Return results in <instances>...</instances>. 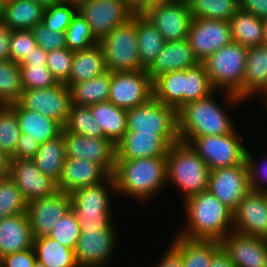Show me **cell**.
I'll list each match as a JSON object with an SVG mask.
<instances>
[{"mask_svg":"<svg viewBox=\"0 0 267 267\" xmlns=\"http://www.w3.org/2000/svg\"><path fill=\"white\" fill-rule=\"evenodd\" d=\"M136 32L141 66L147 70L162 50L165 41L144 14H136Z\"/></svg>","mask_w":267,"mask_h":267,"instance_id":"obj_33","label":"cell"},{"mask_svg":"<svg viewBox=\"0 0 267 267\" xmlns=\"http://www.w3.org/2000/svg\"><path fill=\"white\" fill-rule=\"evenodd\" d=\"M2 2L0 1V20H1Z\"/></svg>","mask_w":267,"mask_h":267,"instance_id":"obj_66","label":"cell"},{"mask_svg":"<svg viewBox=\"0 0 267 267\" xmlns=\"http://www.w3.org/2000/svg\"><path fill=\"white\" fill-rule=\"evenodd\" d=\"M247 51L248 48L232 41L202 61L213 88L224 91L226 103L232 106L245 102L242 99V84Z\"/></svg>","mask_w":267,"mask_h":267,"instance_id":"obj_4","label":"cell"},{"mask_svg":"<svg viewBox=\"0 0 267 267\" xmlns=\"http://www.w3.org/2000/svg\"><path fill=\"white\" fill-rule=\"evenodd\" d=\"M23 90L44 89L58 82L46 65H20Z\"/></svg>","mask_w":267,"mask_h":267,"instance_id":"obj_47","label":"cell"},{"mask_svg":"<svg viewBox=\"0 0 267 267\" xmlns=\"http://www.w3.org/2000/svg\"><path fill=\"white\" fill-rule=\"evenodd\" d=\"M23 109L38 112L58 121L62 126L66 123L71 107V92L64 83L44 89L23 90L17 102Z\"/></svg>","mask_w":267,"mask_h":267,"instance_id":"obj_12","label":"cell"},{"mask_svg":"<svg viewBox=\"0 0 267 267\" xmlns=\"http://www.w3.org/2000/svg\"><path fill=\"white\" fill-rule=\"evenodd\" d=\"M233 231L267 239V194L249 191L233 212Z\"/></svg>","mask_w":267,"mask_h":267,"instance_id":"obj_20","label":"cell"},{"mask_svg":"<svg viewBox=\"0 0 267 267\" xmlns=\"http://www.w3.org/2000/svg\"><path fill=\"white\" fill-rule=\"evenodd\" d=\"M223 250L236 267H267V239L231 231L222 241Z\"/></svg>","mask_w":267,"mask_h":267,"instance_id":"obj_21","label":"cell"},{"mask_svg":"<svg viewBox=\"0 0 267 267\" xmlns=\"http://www.w3.org/2000/svg\"><path fill=\"white\" fill-rule=\"evenodd\" d=\"M107 71L104 54L99 44L73 52L69 79L65 85H74L99 76Z\"/></svg>","mask_w":267,"mask_h":267,"instance_id":"obj_30","label":"cell"},{"mask_svg":"<svg viewBox=\"0 0 267 267\" xmlns=\"http://www.w3.org/2000/svg\"><path fill=\"white\" fill-rule=\"evenodd\" d=\"M256 94L267 96V45L264 44L248 48L246 56L242 99L250 100Z\"/></svg>","mask_w":267,"mask_h":267,"instance_id":"obj_26","label":"cell"},{"mask_svg":"<svg viewBox=\"0 0 267 267\" xmlns=\"http://www.w3.org/2000/svg\"><path fill=\"white\" fill-rule=\"evenodd\" d=\"M214 92L218 91L213 88L202 62L185 69L184 105L207 98Z\"/></svg>","mask_w":267,"mask_h":267,"instance_id":"obj_41","label":"cell"},{"mask_svg":"<svg viewBox=\"0 0 267 267\" xmlns=\"http://www.w3.org/2000/svg\"><path fill=\"white\" fill-rule=\"evenodd\" d=\"M153 97V81L146 70L111 72L108 101L126 110Z\"/></svg>","mask_w":267,"mask_h":267,"instance_id":"obj_10","label":"cell"},{"mask_svg":"<svg viewBox=\"0 0 267 267\" xmlns=\"http://www.w3.org/2000/svg\"><path fill=\"white\" fill-rule=\"evenodd\" d=\"M214 94L187 103L177 111L180 141L189 144L195 137L226 135L236 129L226 109L216 103Z\"/></svg>","mask_w":267,"mask_h":267,"instance_id":"obj_3","label":"cell"},{"mask_svg":"<svg viewBox=\"0 0 267 267\" xmlns=\"http://www.w3.org/2000/svg\"><path fill=\"white\" fill-rule=\"evenodd\" d=\"M263 29H264V41H263V44L267 45V19L263 20Z\"/></svg>","mask_w":267,"mask_h":267,"instance_id":"obj_63","label":"cell"},{"mask_svg":"<svg viewBox=\"0 0 267 267\" xmlns=\"http://www.w3.org/2000/svg\"><path fill=\"white\" fill-rule=\"evenodd\" d=\"M66 157L100 164L110 175L115 171L116 146L106 138H94L63 131Z\"/></svg>","mask_w":267,"mask_h":267,"instance_id":"obj_17","label":"cell"},{"mask_svg":"<svg viewBox=\"0 0 267 267\" xmlns=\"http://www.w3.org/2000/svg\"><path fill=\"white\" fill-rule=\"evenodd\" d=\"M77 12V4L57 2L45 7L42 23L53 32H65Z\"/></svg>","mask_w":267,"mask_h":267,"instance_id":"obj_45","label":"cell"},{"mask_svg":"<svg viewBox=\"0 0 267 267\" xmlns=\"http://www.w3.org/2000/svg\"><path fill=\"white\" fill-rule=\"evenodd\" d=\"M10 179L27 202L54 195L57 183L37 168L33 159L10 160Z\"/></svg>","mask_w":267,"mask_h":267,"instance_id":"obj_19","label":"cell"},{"mask_svg":"<svg viewBox=\"0 0 267 267\" xmlns=\"http://www.w3.org/2000/svg\"><path fill=\"white\" fill-rule=\"evenodd\" d=\"M186 229L177 235L188 239L222 241L233 231V211L205 190L184 201Z\"/></svg>","mask_w":267,"mask_h":267,"instance_id":"obj_1","label":"cell"},{"mask_svg":"<svg viewBox=\"0 0 267 267\" xmlns=\"http://www.w3.org/2000/svg\"><path fill=\"white\" fill-rule=\"evenodd\" d=\"M32 1L38 2L40 4H43L44 6H48V5H51V4L59 2V0H32Z\"/></svg>","mask_w":267,"mask_h":267,"instance_id":"obj_62","label":"cell"},{"mask_svg":"<svg viewBox=\"0 0 267 267\" xmlns=\"http://www.w3.org/2000/svg\"><path fill=\"white\" fill-rule=\"evenodd\" d=\"M167 182L179 188L183 203L208 190L210 168L190 144L178 141L167 154Z\"/></svg>","mask_w":267,"mask_h":267,"instance_id":"obj_5","label":"cell"},{"mask_svg":"<svg viewBox=\"0 0 267 267\" xmlns=\"http://www.w3.org/2000/svg\"><path fill=\"white\" fill-rule=\"evenodd\" d=\"M80 229V223L75 213L69 209L53 226L48 237L74 250L81 235Z\"/></svg>","mask_w":267,"mask_h":267,"instance_id":"obj_46","label":"cell"},{"mask_svg":"<svg viewBox=\"0 0 267 267\" xmlns=\"http://www.w3.org/2000/svg\"><path fill=\"white\" fill-rule=\"evenodd\" d=\"M69 209H71L70 194L60 191L28 202L27 214L33 239L48 236L53 226Z\"/></svg>","mask_w":267,"mask_h":267,"instance_id":"obj_18","label":"cell"},{"mask_svg":"<svg viewBox=\"0 0 267 267\" xmlns=\"http://www.w3.org/2000/svg\"><path fill=\"white\" fill-rule=\"evenodd\" d=\"M155 267H183L180 254L170 245Z\"/></svg>","mask_w":267,"mask_h":267,"instance_id":"obj_57","label":"cell"},{"mask_svg":"<svg viewBox=\"0 0 267 267\" xmlns=\"http://www.w3.org/2000/svg\"><path fill=\"white\" fill-rule=\"evenodd\" d=\"M134 14H143L147 11V0H123Z\"/></svg>","mask_w":267,"mask_h":267,"instance_id":"obj_59","label":"cell"},{"mask_svg":"<svg viewBox=\"0 0 267 267\" xmlns=\"http://www.w3.org/2000/svg\"><path fill=\"white\" fill-rule=\"evenodd\" d=\"M9 106L16 112L21 133L31 135L40 144L55 138L63 131V126L52 118L23 109L18 103Z\"/></svg>","mask_w":267,"mask_h":267,"instance_id":"obj_29","label":"cell"},{"mask_svg":"<svg viewBox=\"0 0 267 267\" xmlns=\"http://www.w3.org/2000/svg\"><path fill=\"white\" fill-rule=\"evenodd\" d=\"M98 44L102 48L107 70L111 72L145 70L141 66L138 52L136 14L102 37Z\"/></svg>","mask_w":267,"mask_h":267,"instance_id":"obj_7","label":"cell"},{"mask_svg":"<svg viewBox=\"0 0 267 267\" xmlns=\"http://www.w3.org/2000/svg\"><path fill=\"white\" fill-rule=\"evenodd\" d=\"M167 156L116 160L113 177L117 194L147 201L167 182Z\"/></svg>","mask_w":267,"mask_h":267,"instance_id":"obj_2","label":"cell"},{"mask_svg":"<svg viewBox=\"0 0 267 267\" xmlns=\"http://www.w3.org/2000/svg\"><path fill=\"white\" fill-rule=\"evenodd\" d=\"M112 224L105 230H81L74 249L79 267H105L109 265L116 248V232Z\"/></svg>","mask_w":267,"mask_h":267,"instance_id":"obj_13","label":"cell"},{"mask_svg":"<svg viewBox=\"0 0 267 267\" xmlns=\"http://www.w3.org/2000/svg\"><path fill=\"white\" fill-rule=\"evenodd\" d=\"M78 13L88 22L98 41L134 14L123 0H82Z\"/></svg>","mask_w":267,"mask_h":267,"instance_id":"obj_11","label":"cell"},{"mask_svg":"<svg viewBox=\"0 0 267 267\" xmlns=\"http://www.w3.org/2000/svg\"><path fill=\"white\" fill-rule=\"evenodd\" d=\"M111 191L117 193L113 175L70 193L71 209L80 223V230H105L113 224Z\"/></svg>","mask_w":267,"mask_h":267,"instance_id":"obj_6","label":"cell"},{"mask_svg":"<svg viewBox=\"0 0 267 267\" xmlns=\"http://www.w3.org/2000/svg\"><path fill=\"white\" fill-rule=\"evenodd\" d=\"M63 131L94 138H105L101 127L96 123L89 106L71 104Z\"/></svg>","mask_w":267,"mask_h":267,"instance_id":"obj_40","label":"cell"},{"mask_svg":"<svg viewBox=\"0 0 267 267\" xmlns=\"http://www.w3.org/2000/svg\"><path fill=\"white\" fill-rule=\"evenodd\" d=\"M116 146V160L167 156L170 145L156 133L126 131Z\"/></svg>","mask_w":267,"mask_h":267,"instance_id":"obj_22","label":"cell"},{"mask_svg":"<svg viewBox=\"0 0 267 267\" xmlns=\"http://www.w3.org/2000/svg\"><path fill=\"white\" fill-rule=\"evenodd\" d=\"M73 52L68 48L49 51L46 66L59 83H66L69 79Z\"/></svg>","mask_w":267,"mask_h":267,"instance_id":"obj_48","label":"cell"},{"mask_svg":"<svg viewBox=\"0 0 267 267\" xmlns=\"http://www.w3.org/2000/svg\"><path fill=\"white\" fill-rule=\"evenodd\" d=\"M110 82L111 71L107 70L90 80L67 85L71 92V103L78 106H92L108 101Z\"/></svg>","mask_w":267,"mask_h":267,"instance_id":"obj_35","label":"cell"},{"mask_svg":"<svg viewBox=\"0 0 267 267\" xmlns=\"http://www.w3.org/2000/svg\"><path fill=\"white\" fill-rule=\"evenodd\" d=\"M193 19L230 21L239 9L238 0H187Z\"/></svg>","mask_w":267,"mask_h":267,"instance_id":"obj_39","label":"cell"},{"mask_svg":"<svg viewBox=\"0 0 267 267\" xmlns=\"http://www.w3.org/2000/svg\"><path fill=\"white\" fill-rule=\"evenodd\" d=\"M89 107L105 138L116 145L127 131V110L109 101Z\"/></svg>","mask_w":267,"mask_h":267,"instance_id":"obj_31","label":"cell"},{"mask_svg":"<svg viewBox=\"0 0 267 267\" xmlns=\"http://www.w3.org/2000/svg\"><path fill=\"white\" fill-rule=\"evenodd\" d=\"M236 129L226 135L195 137L189 144L210 170L243 164L247 148Z\"/></svg>","mask_w":267,"mask_h":267,"instance_id":"obj_9","label":"cell"},{"mask_svg":"<svg viewBox=\"0 0 267 267\" xmlns=\"http://www.w3.org/2000/svg\"><path fill=\"white\" fill-rule=\"evenodd\" d=\"M37 46L31 30H13L10 35V60L20 63Z\"/></svg>","mask_w":267,"mask_h":267,"instance_id":"obj_49","label":"cell"},{"mask_svg":"<svg viewBox=\"0 0 267 267\" xmlns=\"http://www.w3.org/2000/svg\"><path fill=\"white\" fill-rule=\"evenodd\" d=\"M239 8L255 15L260 20L267 19V0H238Z\"/></svg>","mask_w":267,"mask_h":267,"instance_id":"obj_54","label":"cell"},{"mask_svg":"<svg viewBox=\"0 0 267 267\" xmlns=\"http://www.w3.org/2000/svg\"><path fill=\"white\" fill-rule=\"evenodd\" d=\"M187 40L199 62L232 42L229 21L192 19Z\"/></svg>","mask_w":267,"mask_h":267,"instance_id":"obj_14","label":"cell"},{"mask_svg":"<svg viewBox=\"0 0 267 267\" xmlns=\"http://www.w3.org/2000/svg\"><path fill=\"white\" fill-rule=\"evenodd\" d=\"M27 206L28 202L10 177L0 179V219L26 213Z\"/></svg>","mask_w":267,"mask_h":267,"instance_id":"obj_42","label":"cell"},{"mask_svg":"<svg viewBox=\"0 0 267 267\" xmlns=\"http://www.w3.org/2000/svg\"><path fill=\"white\" fill-rule=\"evenodd\" d=\"M257 161L250 150L247 149L245 162L248 170L250 191L267 194V184L265 183L267 181V159L260 164Z\"/></svg>","mask_w":267,"mask_h":267,"instance_id":"obj_51","label":"cell"},{"mask_svg":"<svg viewBox=\"0 0 267 267\" xmlns=\"http://www.w3.org/2000/svg\"><path fill=\"white\" fill-rule=\"evenodd\" d=\"M34 267H48V266L36 260Z\"/></svg>","mask_w":267,"mask_h":267,"instance_id":"obj_65","label":"cell"},{"mask_svg":"<svg viewBox=\"0 0 267 267\" xmlns=\"http://www.w3.org/2000/svg\"><path fill=\"white\" fill-rule=\"evenodd\" d=\"M263 99H265V106H266V108H267V98H263Z\"/></svg>","mask_w":267,"mask_h":267,"instance_id":"obj_67","label":"cell"},{"mask_svg":"<svg viewBox=\"0 0 267 267\" xmlns=\"http://www.w3.org/2000/svg\"><path fill=\"white\" fill-rule=\"evenodd\" d=\"M127 131L156 133L171 146L180 141L177 110L152 97L147 103L127 110Z\"/></svg>","mask_w":267,"mask_h":267,"instance_id":"obj_8","label":"cell"},{"mask_svg":"<svg viewBox=\"0 0 267 267\" xmlns=\"http://www.w3.org/2000/svg\"><path fill=\"white\" fill-rule=\"evenodd\" d=\"M37 46L47 52L67 48L65 32L51 31L42 22L31 29Z\"/></svg>","mask_w":267,"mask_h":267,"instance_id":"obj_50","label":"cell"},{"mask_svg":"<svg viewBox=\"0 0 267 267\" xmlns=\"http://www.w3.org/2000/svg\"><path fill=\"white\" fill-rule=\"evenodd\" d=\"M185 70L164 73L153 81V97L177 111L184 106Z\"/></svg>","mask_w":267,"mask_h":267,"instance_id":"obj_36","label":"cell"},{"mask_svg":"<svg viewBox=\"0 0 267 267\" xmlns=\"http://www.w3.org/2000/svg\"><path fill=\"white\" fill-rule=\"evenodd\" d=\"M66 158V146L62 131L55 138L41 143L33 160L42 174L58 183Z\"/></svg>","mask_w":267,"mask_h":267,"instance_id":"obj_32","label":"cell"},{"mask_svg":"<svg viewBox=\"0 0 267 267\" xmlns=\"http://www.w3.org/2000/svg\"><path fill=\"white\" fill-rule=\"evenodd\" d=\"M209 267H236L229 257V255L221 248L211 260Z\"/></svg>","mask_w":267,"mask_h":267,"instance_id":"obj_58","label":"cell"},{"mask_svg":"<svg viewBox=\"0 0 267 267\" xmlns=\"http://www.w3.org/2000/svg\"><path fill=\"white\" fill-rule=\"evenodd\" d=\"M40 147V143L29 134H22L17 142L16 150L11 160L33 159Z\"/></svg>","mask_w":267,"mask_h":267,"instance_id":"obj_53","label":"cell"},{"mask_svg":"<svg viewBox=\"0 0 267 267\" xmlns=\"http://www.w3.org/2000/svg\"><path fill=\"white\" fill-rule=\"evenodd\" d=\"M167 41H181L188 38L192 13L187 0L153 7L143 13Z\"/></svg>","mask_w":267,"mask_h":267,"instance_id":"obj_16","label":"cell"},{"mask_svg":"<svg viewBox=\"0 0 267 267\" xmlns=\"http://www.w3.org/2000/svg\"><path fill=\"white\" fill-rule=\"evenodd\" d=\"M36 259L48 267H79L74 250L48 236L33 239Z\"/></svg>","mask_w":267,"mask_h":267,"instance_id":"obj_37","label":"cell"},{"mask_svg":"<svg viewBox=\"0 0 267 267\" xmlns=\"http://www.w3.org/2000/svg\"><path fill=\"white\" fill-rule=\"evenodd\" d=\"M11 30L0 20V61L10 60V43Z\"/></svg>","mask_w":267,"mask_h":267,"instance_id":"obj_56","label":"cell"},{"mask_svg":"<svg viewBox=\"0 0 267 267\" xmlns=\"http://www.w3.org/2000/svg\"><path fill=\"white\" fill-rule=\"evenodd\" d=\"M82 0H59V2L79 4Z\"/></svg>","mask_w":267,"mask_h":267,"instance_id":"obj_64","label":"cell"},{"mask_svg":"<svg viewBox=\"0 0 267 267\" xmlns=\"http://www.w3.org/2000/svg\"><path fill=\"white\" fill-rule=\"evenodd\" d=\"M32 246L33 237L27 212L0 219V258L28 250Z\"/></svg>","mask_w":267,"mask_h":267,"instance_id":"obj_25","label":"cell"},{"mask_svg":"<svg viewBox=\"0 0 267 267\" xmlns=\"http://www.w3.org/2000/svg\"><path fill=\"white\" fill-rule=\"evenodd\" d=\"M208 189L234 212L250 191L246 162L210 170Z\"/></svg>","mask_w":267,"mask_h":267,"instance_id":"obj_15","label":"cell"},{"mask_svg":"<svg viewBox=\"0 0 267 267\" xmlns=\"http://www.w3.org/2000/svg\"><path fill=\"white\" fill-rule=\"evenodd\" d=\"M10 157L0 149V179L9 177Z\"/></svg>","mask_w":267,"mask_h":267,"instance_id":"obj_60","label":"cell"},{"mask_svg":"<svg viewBox=\"0 0 267 267\" xmlns=\"http://www.w3.org/2000/svg\"><path fill=\"white\" fill-rule=\"evenodd\" d=\"M232 41L246 48L262 45L264 41L263 20L238 9L229 21Z\"/></svg>","mask_w":267,"mask_h":267,"instance_id":"obj_34","label":"cell"},{"mask_svg":"<svg viewBox=\"0 0 267 267\" xmlns=\"http://www.w3.org/2000/svg\"><path fill=\"white\" fill-rule=\"evenodd\" d=\"M21 135L16 112L9 105H0V149L11 157Z\"/></svg>","mask_w":267,"mask_h":267,"instance_id":"obj_43","label":"cell"},{"mask_svg":"<svg viewBox=\"0 0 267 267\" xmlns=\"http://www.w3.org/2000/svg\"><path fill=\"white\" fill-rule=\"evenodd\" d=\"M22 91L20 64L12 60L0 61V105L17 103Z\"/></svg>","mask_w":267,"mask_h":267,"instance_id":"obj_38","label":"cell"},{"mask_svg":"<svg viewBox=\"0 0 267 267\" xmlns=\"http://www.w3.org/2000/svg\"><path fill=\"white\" fill-rule=\"evenodd\" d=\"M65 34L67 48L72 52L85 50L98 44L90 25L78 12L67 27Z\"/></svg>","mask_w":267,"mask_h":267,"instance_id":"obj_44","label":"cell"},{"mask_svg":"<svg viewBox=\"0 0 267 267\" xmlns=\"http://www.w3.org/2000/svg\"><path fill=\"white\" fill-rule=\"evenodd\" d=\"M170 245L180 254L183 267H209L222 248L220 241L188 239L177 234Z\"/></svg>","mask_w":267,"mask_h":267,"instance_id":"obj_28","label":"cell"},{"mask_svg":"<svg viewBox=\"0 0 267 267\" xmlns=\"http://www.w3.org/2000/svg\"><path fill=\"white\" fill-rule=\"evenodd\" d=\"M36 260L32 247L25 251L4 255L0 258V267H34Z\"/></svg>","mask_w":267,"mask_h":267,"instance_id":"obj_52","label":"cell"},{"mask_svg":"<svg viewBox=\"0 0 267 267\" xmlns=\"http://www.w3.org/2000/svg\"><path fill=\"white\" fill-rule=\"evenodd\" d=\"M175 1L178 0H147V10L153 7L174 3Z\"/></svg>","mask_w":267,"mask_h":267,"instance_id":"obj_61","label":"cell"},{"mask_svg":"<svg viewBox=\"0 0 267 267\" xmlns=\"http://www.w3.org/2000/svg\"><path fill=\"white\" fill-rule=\"evenodd\" d=\"M199 63L187 39L167 41L146 71L154 81L164 73L192 68Z\"/></svg>","mask_w":267,"mask_h":267,"instance_id":"obj_24","label":"cell"},{"mask_svg":"<svg viewBox=\"0 0 267 267\" xmlns=\"http://www.w3.org/2000/svg\"><path fill=\"white\" fill-rule=\"evenodd\" d=\"M48 52L43 48L36 46L30 54L19 63L20 65H46Z\"/></svg>","mask_w":267,"mask_h":267,"instance_id":"obj_55","label":"cell"},{"mask_svg":"<svg viewBox=\"0 0 267 267\" xmlns=\"http://www.w3.org/2000/svg\"><path fill=\"white\" fill-rule=\"evenodd\" d=\"M45 7L32 0L2 2L1 21L11 30H31L42 22Z\"/></svg>","mask_w":267,"mask_h":267,"instance_id":"obj_27","label":"cell"},{"mask_svg":"<svg viewBox=\"0 0 267 267\" xmlns=\"http://www.w3.org/2000/svg\"><path fill=\"white\" fill-rule=\"evenodd\" d=\"M109 175L98 163L86 159L66 158L57 188L60 192L70 194L78 188L100 183Z\"/></svg>","mask_w":267,"mask_h":267,"instance_id":"obj_23","label":"cell"}]
</instances>
